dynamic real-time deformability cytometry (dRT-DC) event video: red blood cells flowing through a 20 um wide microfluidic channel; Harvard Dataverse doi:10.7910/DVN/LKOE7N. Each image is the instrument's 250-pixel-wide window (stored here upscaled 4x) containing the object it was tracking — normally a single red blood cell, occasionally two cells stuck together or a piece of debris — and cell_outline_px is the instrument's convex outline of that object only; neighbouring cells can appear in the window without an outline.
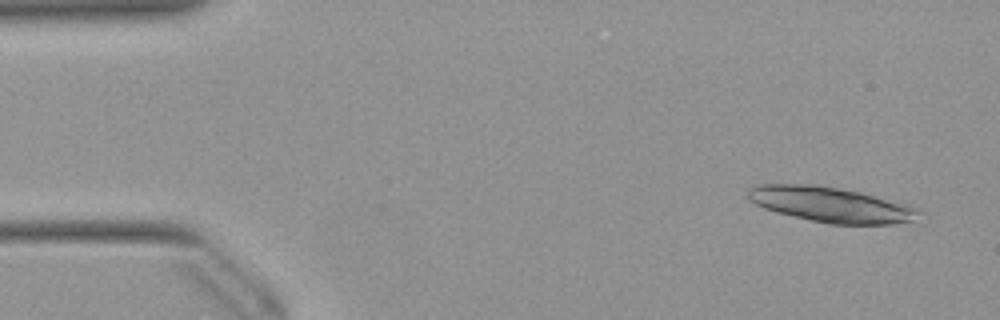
{"species": "Egyptian fruit bat (a non-hibernating species)", "species_latin": "Rousettus aegyptiacus", "temperature_condition": "warm", "stored_images_in_passage": 49, "camera_frame_rate_fps": 3000, "um_per_image_px": 0.085, "animal": {"sex": "female"}, "frame": {"image": 1, "passage_image": 2, "time_ms": 0.333, "image_size_px": [1000, 320], "cell_outline_px": [[924, 212], [912, 220], [896, 224], [828, 224], [776, 212], [764, 208], [756, 204], [748, 196], [748, 188], [756, 184], [816, 184], [860, 192], [908, 204]], "centroid_in_image_um": [70.63, 17.38], "position_along_channel_um": 14.4, "area_um2": 35.03}, "authors_computed_cell_mechanics": {"area_um2": 18.9584, "velocity_mm_per_s": 3.9447, "shape_relaxation_time_tau1_ms": 9.465, "shape_relaxation_time_tau2_ms": null, "deformation_change_tau1": 0.235, "deformation_change_tau2": null}}